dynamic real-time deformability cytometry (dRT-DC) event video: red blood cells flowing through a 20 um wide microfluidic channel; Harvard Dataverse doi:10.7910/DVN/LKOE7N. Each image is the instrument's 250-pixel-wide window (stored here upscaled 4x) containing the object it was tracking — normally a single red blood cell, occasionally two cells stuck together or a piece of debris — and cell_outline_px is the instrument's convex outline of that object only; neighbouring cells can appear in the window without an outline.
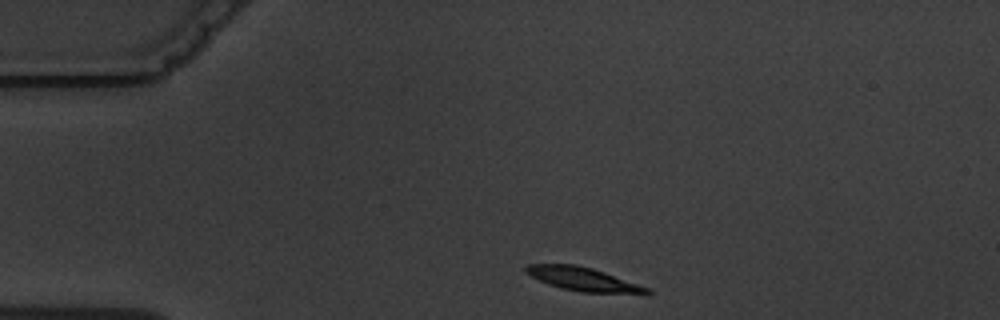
{"species": "common noctule bat (a hibernating species)", "species_latin": "Nyctalus noctula", "temperature_condition": "warm", "stored_images_in_passage": 3, "camera_frame_rate_fps": 3000, "um_per_image_px": 0.085, "animal": {"sex": "male", "body_mass_g": 19.5, "forearm_length_mm": 54.6}, "frame": {"image": 1, "passage_image": 1, "time_ms": 0.0, "image_size_px": [1000, 320], "cell_outline_px": [[652, 292], [648, 296], [580, 292], [548, 284], [524, 272], [524, 268], [528, 264], [576, 264], [592, 268], [604, 272], [648, 288]], "centroid_in_image_um": [49.67, 23.76], "position_along_channel_um": 35.3, "area_um2": 16.94}}
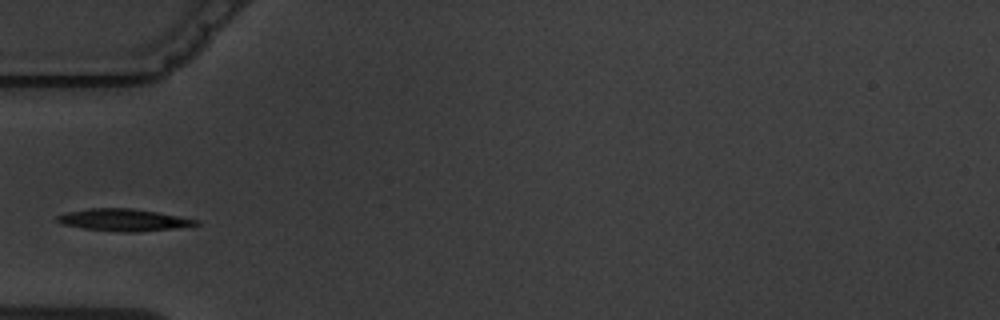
{"frame": {"image": 2, "passage_image": 3, "time_ms": 2.333, "image_size_px": [1000, 320], "cell_outline_px": [[200, 224], [172, 228], [140, 232], [124, 232], [84, 228], [64, 224], [56, 220], [56, 216], [68, 212], [88, 208], [132, 208], [156, 212], [196, 220]], "centroid_in_image_um": [10.46, 18.69], "position_along_channel_um": 74.5, "area_um2": 17.4}}